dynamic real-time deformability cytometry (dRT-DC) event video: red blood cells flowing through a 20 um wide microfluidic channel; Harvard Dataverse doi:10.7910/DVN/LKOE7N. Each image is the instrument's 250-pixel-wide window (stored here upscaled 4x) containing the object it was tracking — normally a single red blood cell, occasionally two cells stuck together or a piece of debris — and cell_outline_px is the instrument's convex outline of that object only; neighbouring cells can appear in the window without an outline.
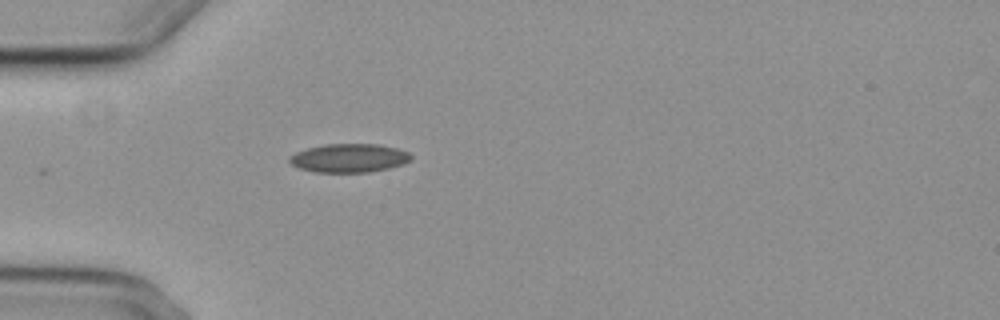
{"species": "common noctule bat (a hibernating species)", "species_latin": "Nyctalus noctula", "temperature_condition": "cold", "stored_images_in_passage": 5, "camera_frame_rate_fps": 3000, "um_per_image_px": 0.085, "animal": {"sex": "female", "body_mass_g": 29.2, "forearm_length_mm": 56.3}, "frame": {"image": 1, "passage_image": 5, "time_ms": 6.0, "image_size_px": [1000, 320], "cell_outline_px": [[412, 160], [404, 164], [372, 172], [312, 172], [300, 168], [292, 164], [288, 160], [296, 152], [308, 148], [324, 144], [376, 144], [396, 148], [408, 152], [412, 156]], "centroid_in_image_um": [29.7, 13.44], "position_along_channel_um": 55.3, "area_um2": 20.23}}